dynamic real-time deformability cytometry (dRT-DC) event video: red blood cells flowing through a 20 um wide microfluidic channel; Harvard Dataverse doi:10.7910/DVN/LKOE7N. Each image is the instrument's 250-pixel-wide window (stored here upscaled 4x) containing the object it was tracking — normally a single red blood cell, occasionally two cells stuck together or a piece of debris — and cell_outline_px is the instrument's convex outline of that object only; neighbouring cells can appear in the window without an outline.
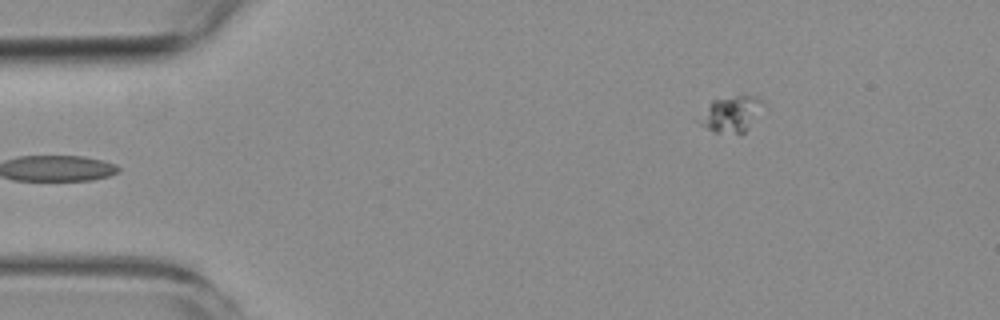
{"species": "common noctule bat (a hibernating species)", "species_latin": "Nyctalus noctula", "temperature_condition": "room temperature", "stored_images_in_passage": 3, "camera_frame_rate_fps": 3000, "um_per_image_px": 0.085, "animal": {"sex": "female", "body_mass_g": 19.3, "forearm_length_mm": 54.1}, "frame": {"image": 1, "passage_image": 3, "time_ms": 2.333, "image_size_px": [1000, 320], "cell_outline_px": [[764, 104], [744, 132], [740, 136], [712, 132], [700, 124], [712, 100], [736, 96], [756, 96]], "centroid_in_image_um": [62.18, 9.74], "position_along_channel_um": 22.8, "area_um2": 12.77}}